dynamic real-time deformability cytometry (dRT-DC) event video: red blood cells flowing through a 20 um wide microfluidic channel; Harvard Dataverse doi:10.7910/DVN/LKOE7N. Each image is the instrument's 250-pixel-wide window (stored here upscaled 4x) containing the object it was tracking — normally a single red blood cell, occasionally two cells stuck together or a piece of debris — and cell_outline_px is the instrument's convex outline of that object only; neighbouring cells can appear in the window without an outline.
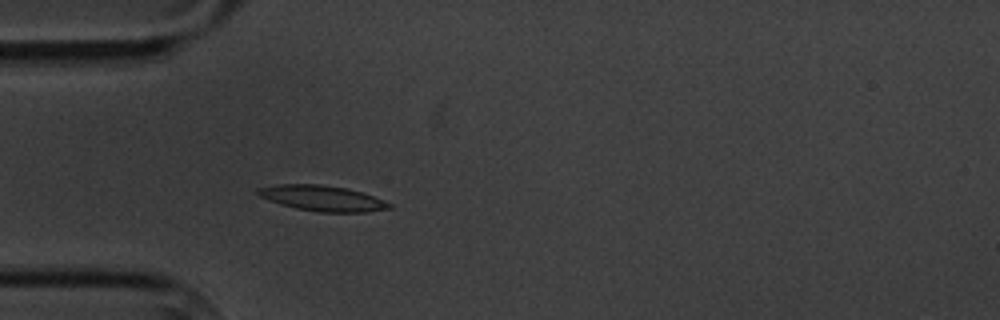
{"species": "common noctule bat (a hibernating species)", "species_latin": "Nyctalus noctula", "temperature_condition": "cold", "stored_images_in_passage": 4, "camera_frame_rate_fps": 3000, "um_per_image_px": 0.085, "animal": {"sex": "male", "body_mass_g": 20.1, "forearm_length_mm": 53.5}, "frame": {"image": 1, "passage_image": 4, "time_ms": 4.333, "image_size_px": [1000, 320], "cell_outline_px": [[392, 208], [364, 212], [320, 212], [296, 208], [280, 204], [260, 196], [256, 192], [256, 188], [280, 184], [320, 184], [348, 188], [372, 196], [392, 204]], "centroid_in_image_um": [27.39, 16.84], "position_along_channel_um": 57.6, "area_um2": 19.36}}